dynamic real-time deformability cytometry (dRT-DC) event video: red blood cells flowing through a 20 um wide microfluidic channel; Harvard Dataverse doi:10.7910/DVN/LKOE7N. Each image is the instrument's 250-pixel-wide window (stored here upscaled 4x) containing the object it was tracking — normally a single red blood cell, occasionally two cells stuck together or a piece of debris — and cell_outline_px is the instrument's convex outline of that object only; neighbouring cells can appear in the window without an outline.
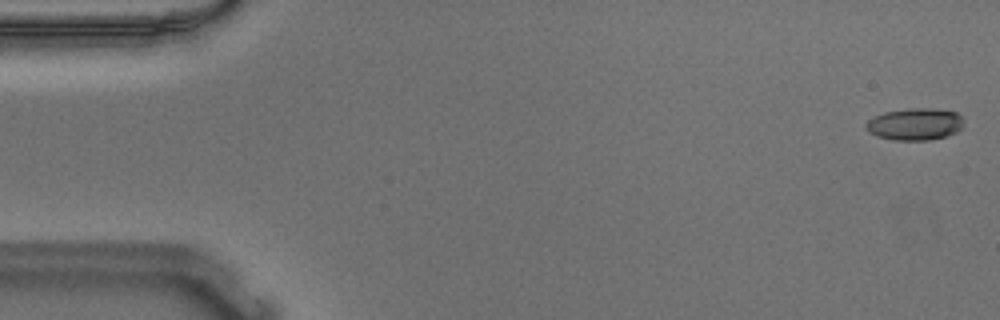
{"species": "Egyptian fruit bat (a non-hibernating species)", "species_latin": "Rousettus aegyptiacus", "temperature_condition": "warm", "stored_images_in_passage": 56, "camera_frame_rate_fps": 3000, "um_per_image_px": 0.085, "animal": {"sex": "male"}, "frame": {"image": 1, "passage_image": 2, "time_ms": 0.333, "image_size_px": [1000, 320], "cell_outline_px": [[964, 124], [956, 132], [948, 136], [928, 140], [892, 140], [876, 136], [868, 132], [864, 128], [864, 124], [868, 120], [884, 112], [908, 108], [932, 108], [956, 112], [964, 120]], "centroid_in_image_um": [77.75, 10.56], "position_along_channel_um": 7.3, "area_um2": 18.44}}
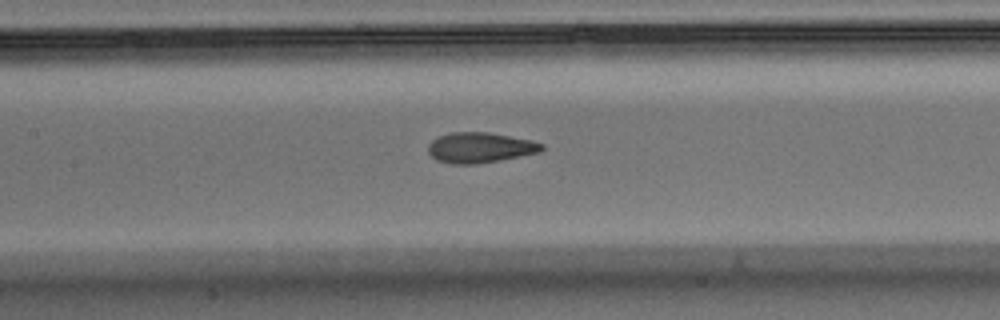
{"frame": {"image": 2, "passage_image": 26, "time_ms": 8.333, "image_size_px": [1000, 320], "cell_outline_px": [[544, 148], [540, 152], [500, 160], [476, 164], [452, 164], [436, 160], [428, 152], [428, 144], [432, 140], [440, 136], [452, 132], [488, 132], [532, 140], [544, 144]], "centroid_in_image_um": [40.8, 12.55], "position_along_channel_um": 166.6, "area_um2": 20.11}}
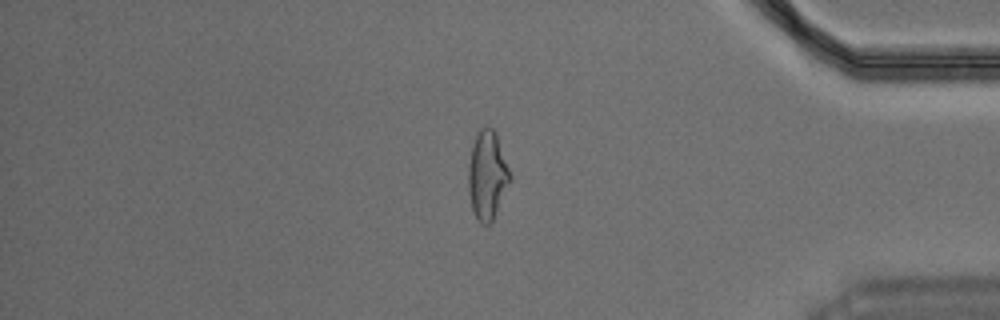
{"frame": {"image": 3, "passage_image": 47, "time_ms": 15.333, "image_size_px": [1000, 320], "cell_outline_px": [[512, 180], [492, 220], [488, 224], [480, 224], [476, 220], [472, 208], [468, 192], [468, 164], [472, 144], [476, 132], [480, 128], [488, 124], [496, 132], [512, 176]], "centroid_in_image_um": [41.41, 14.86], "position_along_channel_um": 393.8, "area_um2": 21.96}, "authors_computed_cell_mechanics": {"area_um2": 19.9121, "velocity_mm_per_s": 3.6608, "shape_relaxation_time_tau1_ms": 4.4297, "shape_relaxation_time_tau2_ms": 1.5744, "deformation_change_tau1": 0.1876, "deformation_change_tau2": 0.0999}}